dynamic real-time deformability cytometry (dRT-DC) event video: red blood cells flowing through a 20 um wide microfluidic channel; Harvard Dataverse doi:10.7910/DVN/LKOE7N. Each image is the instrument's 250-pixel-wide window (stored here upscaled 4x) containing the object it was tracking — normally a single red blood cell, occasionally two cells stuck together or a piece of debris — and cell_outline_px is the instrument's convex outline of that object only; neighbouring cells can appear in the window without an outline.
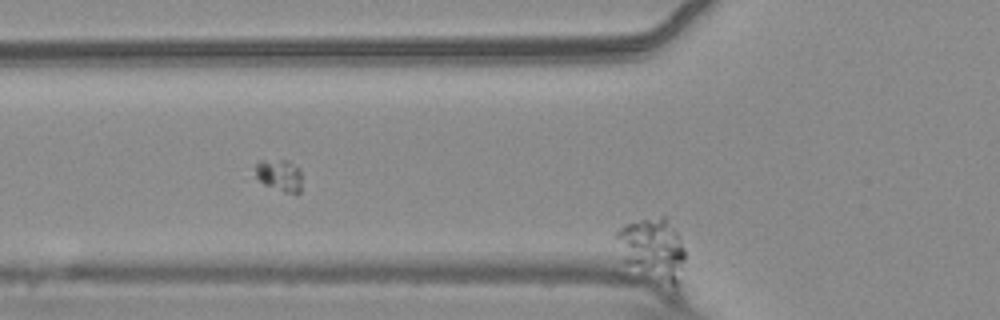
{"species": "common noctule bat (a hibernating species)", "species_latin": "Nyctalus noctula", "temperature_condition": "warm", "stored_images_in_passage": 22, "segment_of_instrument_passage": [2, 2], "camera_frame_rate_fps": 3000, "um_per_image_px": 0.085, "animal": {"sex": "male", "body_mass_g": 20.4}, "frame": {"image": 1, "passage_image": 22, "time_ms": 7.0, "image_size_px": [1000, 320], "cell_outline_px": [[684, 260], [676, 288], [640, 280], [624, 260], [616, 236], [616, 232], [624, 224], [660, 216], [664, 216], [676, 232], [684, 248]], "centroid_in_image_um": [55.46, 21.3], "position_along_channel_um": 70.3, "area_um2": 25.32}}